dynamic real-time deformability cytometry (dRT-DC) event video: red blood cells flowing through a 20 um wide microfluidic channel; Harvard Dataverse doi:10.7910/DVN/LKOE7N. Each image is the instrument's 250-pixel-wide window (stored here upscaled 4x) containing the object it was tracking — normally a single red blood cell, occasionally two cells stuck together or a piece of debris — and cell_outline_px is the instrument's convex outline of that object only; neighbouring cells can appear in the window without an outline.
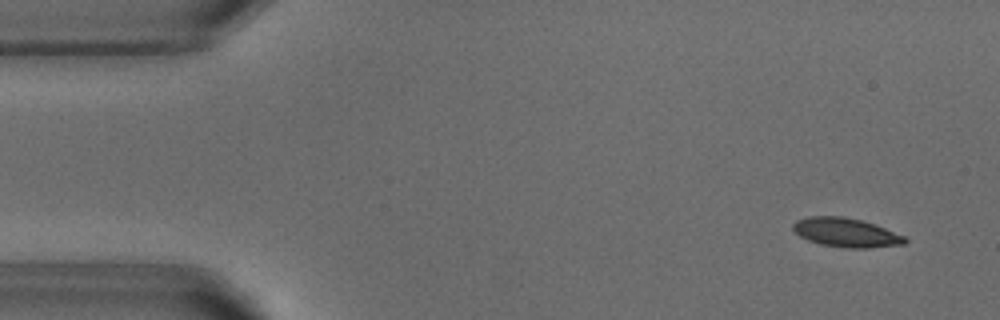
{"species": "common noctule bat (a hibernating species)", "species_latin": "Nyctalus noctula", "temperature_condition": "warm", "stored_images_in_passage": 50, "camera_frame_rate_fps": 3000, "um_per_image_px": 0.085, "animal": {"sex": "male", "body_mass_g": 18.8}, "frame": {"image": 1, "passage_image": 1, "time_ms": 0.0, "image_size_px": [1000, 320], "cell_outline_px": [[908, 240], [904, 244], [868, 248], [844, 248], [820, 244], [808, 240], [800, 236], [792, 228], [792, 224], [796, 220], [808, 216], [844, 216], [860, 220], [908, 236]], "centroid_in_image_um": [71.92, 19.77], "position_along_channel_um": 13.1, "area_um2": 19.02}}
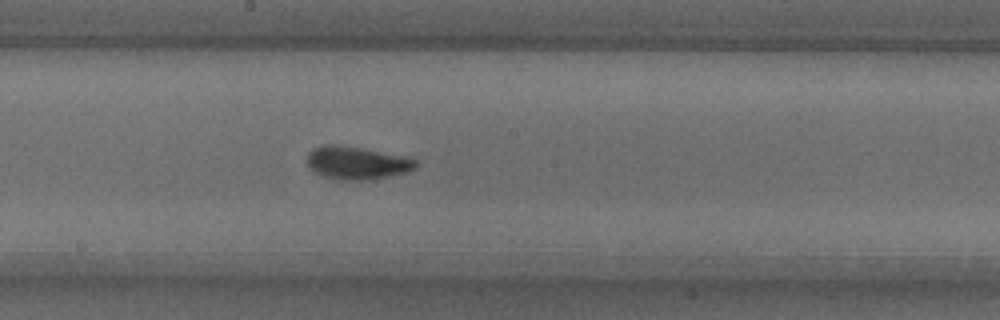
{"frame": {"image": 2, "passage_image": 25, "time_ms": 8.0, "image_size_px": [1000, 320], "cell_outline_px": [[420, 164], [416, 168], [404, 172], [388, 176], [360, 180], [336, 180], [324, 176], [308, 168], [308, 152], [324, 144], [332, 144], [360, 148], [404, 156], [416, 160]], "centroid_in_image_um": [30.32, 13.85], "position_along_channel_um": 217.9, "area_um2": 20.52}}
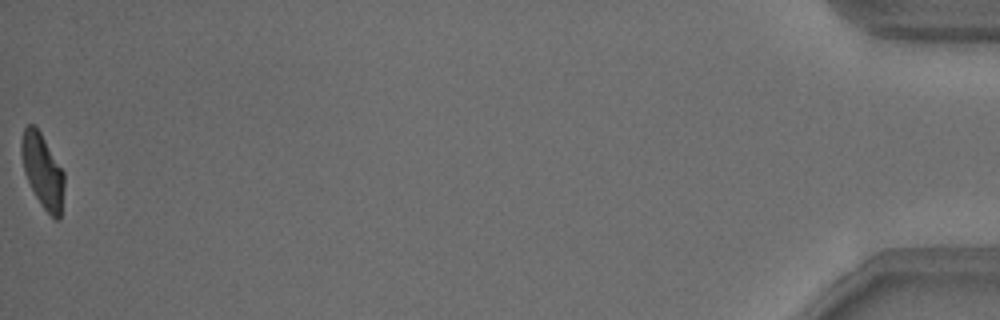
{"frame": {"image": 3, "passage_image": 50, "time_ms": 16.333, "image_size_px": [1000, 320], "cell_outline_px": [[64, 188], [60, 220], [56, 220], [40, 204], [24, 172], [20, 152], [20, 140], [24, 128], [28, 124], [32, 124], [40, 132], [64, 172]], "centroid_in_image_um": [3.61, 14.52], "position_along_channel_um": 431.6, "area_um2": 18.32}, "authors_computed_cell_mechanics": {"area_um2": 19.652, "velocity_mm_per_s": 3.8138, "shape_relaxation_time_tau1_ms": 5.3091, "shape_relaxation_time_tau2_ms": 1.356, "deformation_change_tau1": 0.1622, "deformation_change_tau2": 0.0683}}